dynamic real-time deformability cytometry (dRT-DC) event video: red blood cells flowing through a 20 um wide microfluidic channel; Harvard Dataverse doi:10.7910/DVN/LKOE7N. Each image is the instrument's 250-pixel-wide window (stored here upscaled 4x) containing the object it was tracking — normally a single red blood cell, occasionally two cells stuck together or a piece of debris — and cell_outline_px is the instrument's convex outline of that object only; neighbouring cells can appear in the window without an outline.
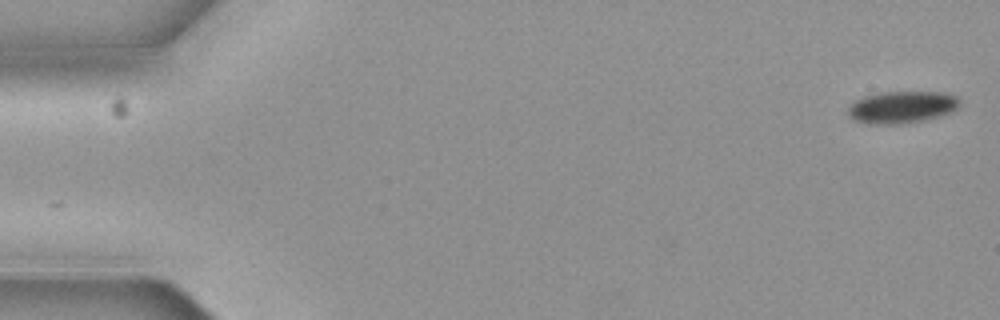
{"species": "common noctule bat (a hibernating species)", "species_latin": "Nyctalus noctula", "temperature_condition": "cold", "stored_images_in_passage": 9, "camera_frame_rate_fps": 3000, "um_per_image_px": 0.085, "animal": {"sex": "female", "body_mass_g": 19.3, "forearm_length_mm": 54.1}, "frame": {"image": 1, "passage_image": 1, "time_ms": 0.0, "image_size_px": [1000, 320], "cell_outline_px": [[960, 100], [956, 108], [948, 112], [936, 116], [920, 120], [900, 124], [868, 124], [856, 120], [848, 112], [848, 108], [856, 100], [864, 96], [880, 92], [944, 92], [956, 96]], "centroid_in_image_um": [76.63, 9.09], "position_along_channel_um": 8.4, "area_um2": 20.4}}
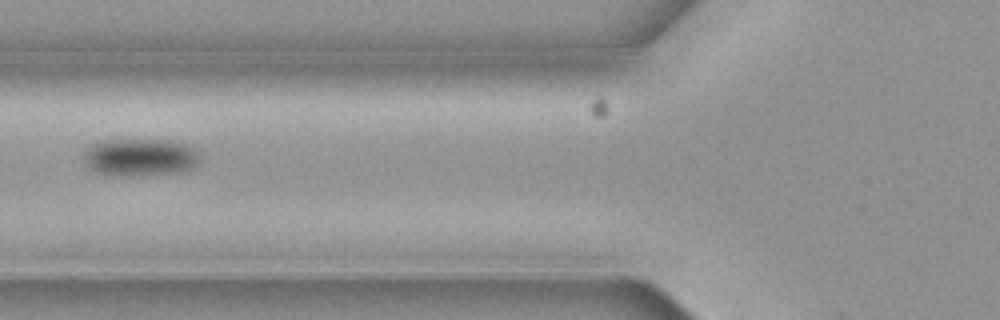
{"frame": {"image": 2, "passage_image": 7, "time_ms": 2.0, "image_size_px": [1000, 320], "cell_outline_px": [[200, 160], [192, 168], [180, 172], [132, 176], [116, 176], [96, 172], [80, 156], [92, 144], [100, 140], [168, 140], [192, 144], [200, 156]], "centroid_in_image_um": [11.93, 13.36], "position_along_channel_um": 113.9, "area_um2": 25.72}}
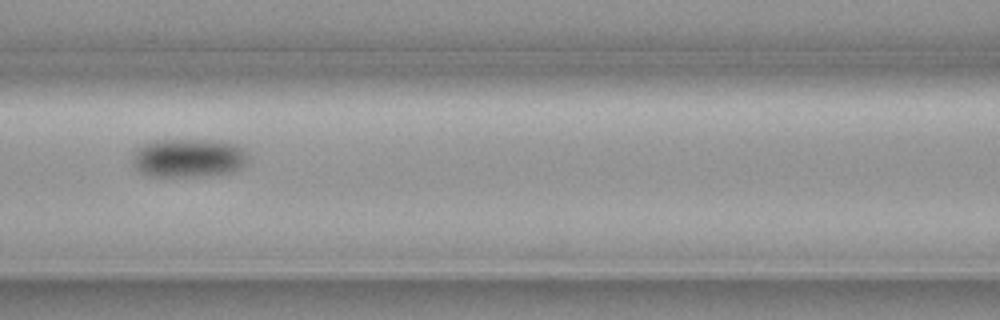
{"frame": {"image": 3, "passage_image": 8, "time_ms": 2.333, "image_size_px": [1000, 320], "cell_outline_px": [[248, 164], [244, 168], [232, 172], [208, 176], [148, 176], [140, 172], [132, 164], [132, 156], [144, 144], [156, 140], [220, 140], [236, 144], [244, 148], [248, 152]], "centroid_in_image_um": [16.11, 13.43], "position_along_channel_um": 150.5, "area_um2": 26.53}}